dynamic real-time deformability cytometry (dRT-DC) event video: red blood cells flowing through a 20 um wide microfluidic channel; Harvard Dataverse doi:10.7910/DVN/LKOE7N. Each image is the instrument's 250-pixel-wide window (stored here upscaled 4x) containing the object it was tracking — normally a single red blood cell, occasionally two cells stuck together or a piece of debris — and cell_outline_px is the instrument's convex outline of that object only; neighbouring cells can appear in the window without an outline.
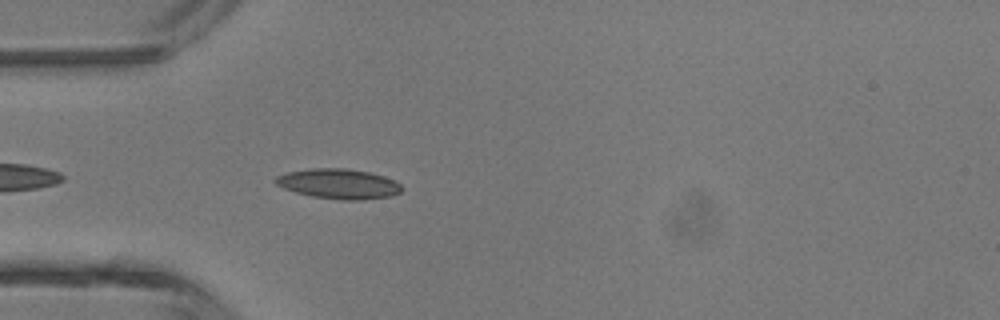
{"species": "common noctule bat (a hibernating species)", "species_latin": "Nyctalus noctula", "temperature_condition": "room temperature", "stored_images_in_passage": 34, "camera_frame_rate_fps": 3000, "um_per_image_px": 0.085, "animal": {"sex": "male", "body_mass_g": 13.3}, "frame": {"image": 1, "passage_image": 3, "time_ms": 0.667, "image_size_px": [1000, 320], "cell_outline_px": [[404, 188], [400, 192], [392, 196], [360, 200], [340, 200], [312, 196], [296, 192], [284, 188], [276, 184], [272, 180], [276, 176], [288, 172], [312, 168], [348, 168], [368, 172], [384, 176], [400, 184]], "centroid_in_image_um": [28.78, 15.62], "position_along_channel_um": 56.2, "area_um2": 22.08}}
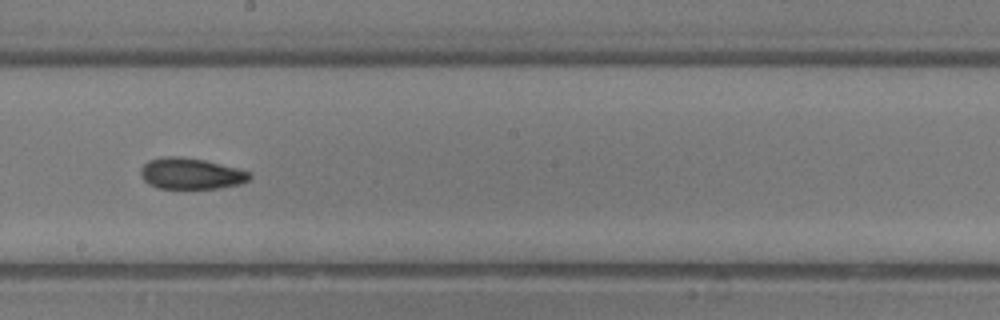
{"frame": {"image": 2, "passage_image": 15, "time_ms": 4.667, "image_size_px": [1000, 320], "cell_outline_px": [[252, 176], [248, 180], [240, 184], [220, 188], [156, 188], [148, 184], [140, 176], [140, 168], [148, 160], [164, 156], [180, 156], [204, 160], [252, 172]], "centroid_in_image_um": [16.2, 14.75], "position_along_channel_um": 232.0, "area_um2": 19.88}}
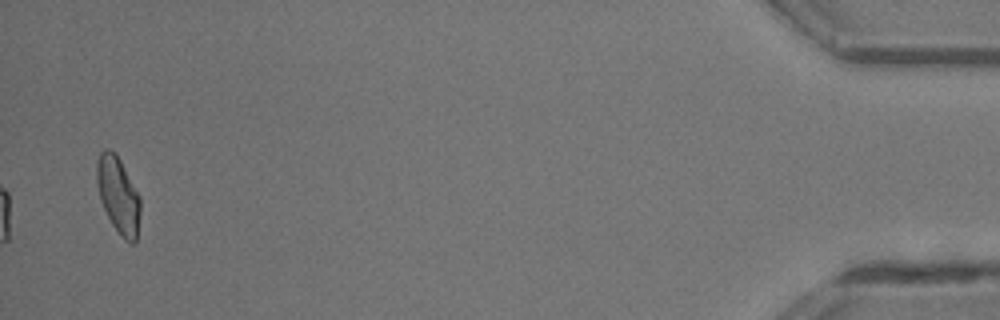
{"frame": {"image": 3, "passage_image": 34, "time_ms": 11.0, "image_size_px": [1000, 320], "cell_outline_px": [[140, 212], [136, 240], [132, 244], [124, 240], [120, 236], [112, 224], [100, 200], [96, 180], [96, 160], [100, 152], [104, 148], [108, 148], [116, 152], [140, 196]], "centroid_in_image_um": [10.04, 16.55], "position_along_channel_um": 425.2, "area_um2": 19.59}, "authors_computed_cell_mechanics": {"area_um2": 19.4497, "velocity_mm_per_s": 4.5029, "shape_relaxation_time_tau1_ms": null, "shape_relaxation_time_tau2_ms": 3.4297, "deformation_change_tau1": null, "deformation_change_tau2": 0.0928}}